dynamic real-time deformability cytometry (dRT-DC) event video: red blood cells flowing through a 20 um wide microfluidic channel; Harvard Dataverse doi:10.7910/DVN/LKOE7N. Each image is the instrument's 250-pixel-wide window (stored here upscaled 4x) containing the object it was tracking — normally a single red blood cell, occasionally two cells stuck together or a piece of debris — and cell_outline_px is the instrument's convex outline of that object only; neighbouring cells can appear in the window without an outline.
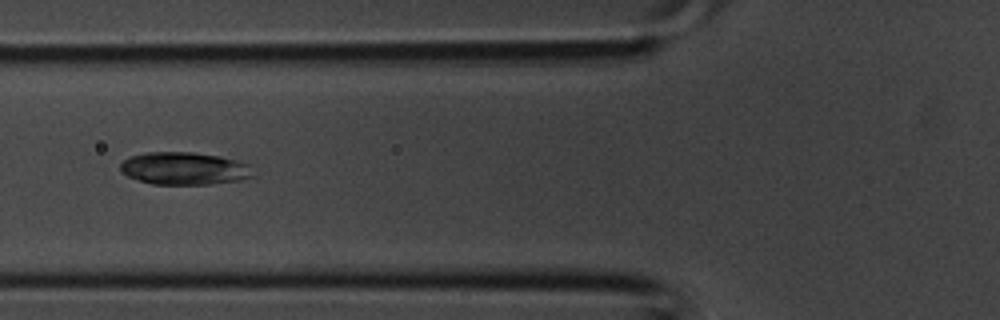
{"species": "common noctule bat (a hibernating species)", "species_latin": "Nyctalus noctula", "temperature_condition": "room temperature", "stored_images_in_passage": 37, "camera_frame_rate_fps": 3000, "um_per_image_px": 0.085, "animal": {"sex": "male", "body_mass_g": 20.1, "forearm_length_mm": 53.5}, "frame": {"image": 1, "passage_image": 14, "time_ms": 4.333, "image_size_px": [1000, 320], "cell_outline_px": [[256, 176], [240, 180], [212, 184], [152, 184], [128, 176], [120, 172], [120, 164], [128, 156], [148, 152], [192, 152], [220, 156], [252, 164]], "centroid_in_image_um": [15.72, 14.31], "position_along_channel_um": 110.1, "area_um2": 25.55}}
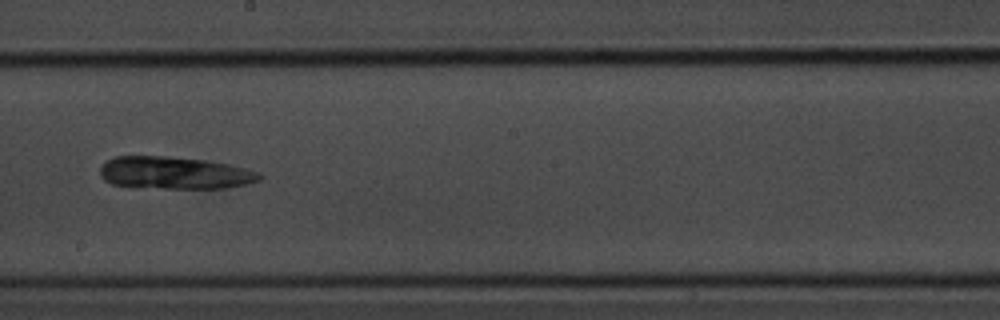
{"frame": {"image": 2, "passage_image": 21, "time_ms": 6.667, "image_size_px": [1000, 320], "cell_outline_px": [[264, 176], [260, 180], [244, 184], [224, 188], [164, 188], [112, 184], [104, 180], [100, 176], [100, 168], [108, 160], [116, 156], [168, 156], [204, 160], [228, 164], [260, 172]], "centroid_in_image_um": [14.86, 14.69], "position_along_channel_um": 233.3, "area_um2": 29.82}}
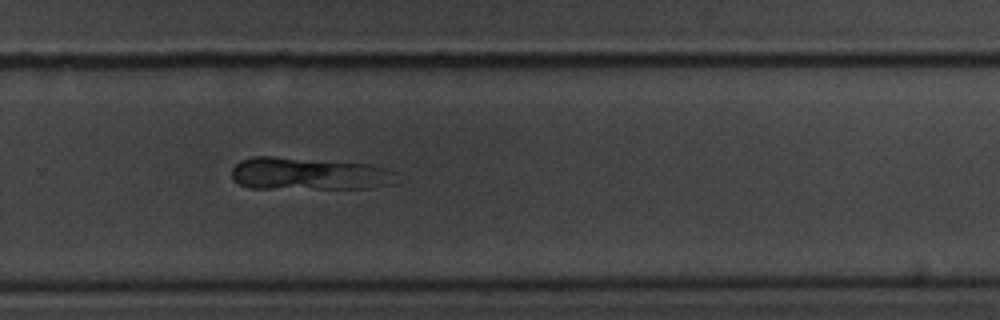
{"frame": {"image": 3, "passage_image": 25, "time_ms": 8.0, "image_size_px": [1000, 320], "cell_outline_px": [[396, 172], [392, 184], [372, 188], [248, 188], [240, 184], [232, 176], [232, 168], [240, 160], [252, 156], [276, 156], [372, 164], [388, 168]], "centroid_in_image_um": [26.25, 14.76], "position_along_channel_um": 303.6, "area_um2": 31.39}}